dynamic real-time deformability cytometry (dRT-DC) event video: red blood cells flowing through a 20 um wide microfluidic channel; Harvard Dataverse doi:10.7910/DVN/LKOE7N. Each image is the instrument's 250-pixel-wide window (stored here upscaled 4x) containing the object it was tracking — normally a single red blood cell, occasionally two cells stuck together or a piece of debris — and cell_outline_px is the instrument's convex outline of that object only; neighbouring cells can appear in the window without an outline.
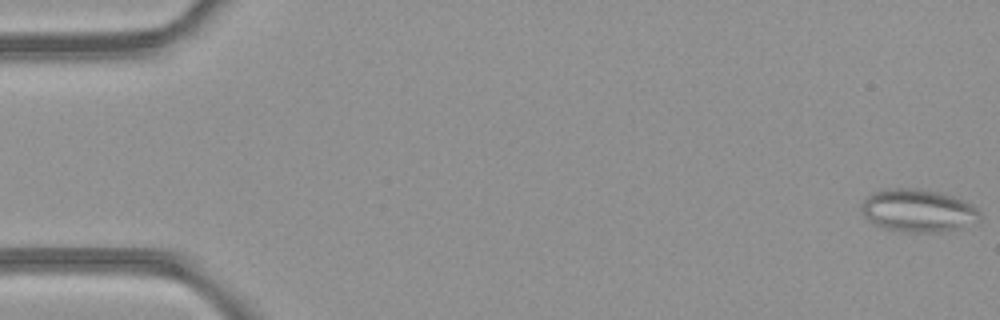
{"species": "common noctule bat (a hibernating species)", "species_latin": "Nyctalus noctula", "temperature_condition": "room temperature", "stored_images_in_passage": 50, "camera_frame_rate_fps": 3000, "um_per_image_px": 0.085, "animal": {"sex": "female", "body_mass_g": 21.9}, "frame": {"image": 1, "passage_image": 1, "time_ms": 0.0, "image_size_px": [1000, 320], "cell_outline_px": [[980, 220], [960, 228], [944, 232], [912, 232], [880, 228], [872, 224], [864, 216], [860, 208], [864, 200], [868, 196], [876, 192], [892, 188], [920, 188], [952, 196], [964, 200], [972, 204], [980, 212]], "centroid_in_image_um": [78.03, 17.91], "position_along_channel_um": 7.0, "area_um2": 29.59}}
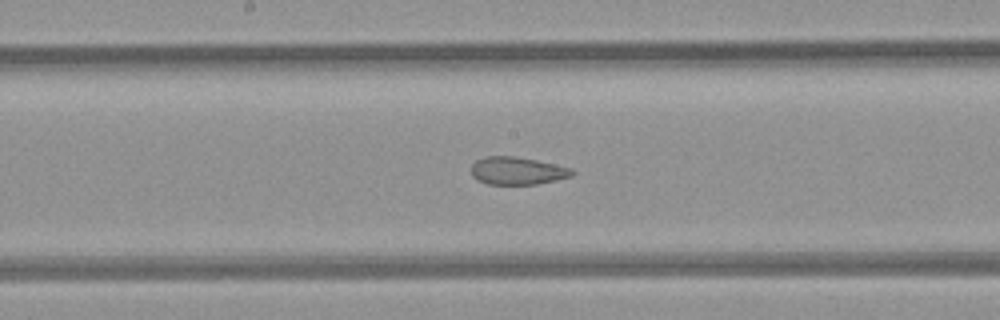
{"frame": {"image": 2, "passage_image": 26, "time_ms": 8.333, "image_size_px": [1000, 320], "cell_outline_px": [[576, 172], [572, 176], [556, 180], [536, 184], [488, 184], [476, 180], [472, 176], [472, 164], [476, 160], [484, 156], [516, 156], [536, 160], [572, 168]], "centroid_in_image_um": [43.97, 14.51], "position_along_channel_um": 204.2, "area_um2": 16.36}}
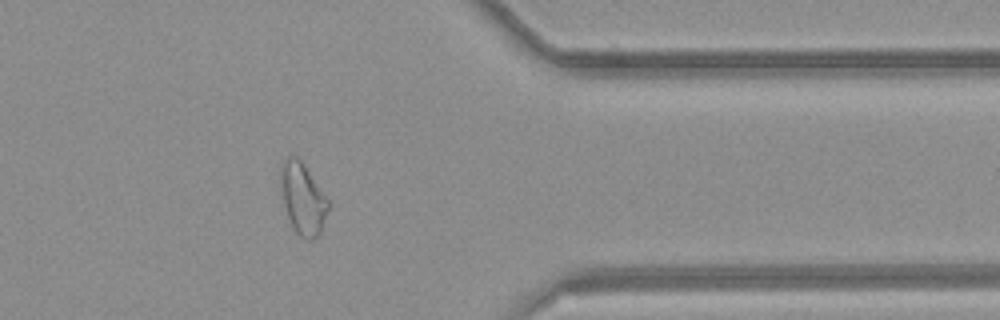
{"frame": {"image": 3, "passage_image": 40, "time_ms": 13.0, "image_size_px": [1000, 320], "cell_outline_px": [[328, 208], [320, 232], [312, 240], [308, 240], [300, 236], [296, 232], [288, 216], [284, 204], [280, 180], [280, 168], [288, 152], [296, 156], [304, 164], [328, 200]], "centroid_in_image_um": [25.71, 16.83], "position_along_channel_um": 385.7, "area_um2": 19.42}, "authors_computed_cell_mechanics": {"area_um2": 21.6172, "velocity_mm_per_s": 4.2425, "shape_relaxation_time_tau1_ms": null, "shape_relaxation_time_tau2_ms": 1.7498, "deformation_change_tau1": null, "deformation_change_tau2": 0.0822}}